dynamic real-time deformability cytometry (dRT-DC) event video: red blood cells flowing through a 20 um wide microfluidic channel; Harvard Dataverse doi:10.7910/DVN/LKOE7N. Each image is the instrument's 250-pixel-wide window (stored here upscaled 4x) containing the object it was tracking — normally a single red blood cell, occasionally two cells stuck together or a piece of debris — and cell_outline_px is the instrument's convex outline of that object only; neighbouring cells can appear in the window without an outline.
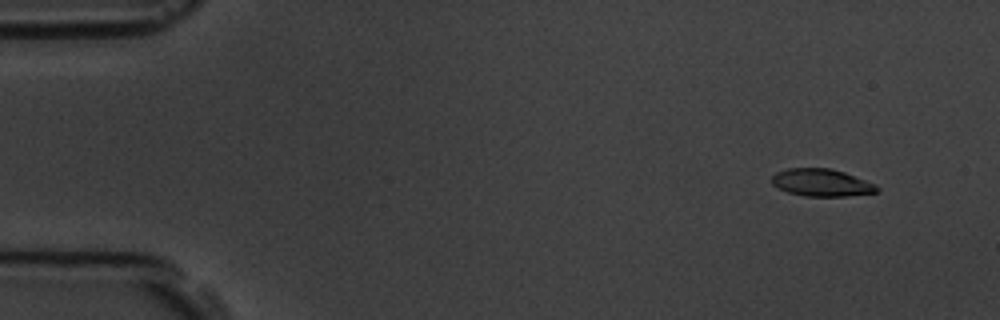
{"species": "common noctule bat (a hibernating species)", "species_latin": "Nyctalus noctula", "temperature_condition": "room temperature", "stored_images_in_passage": 5, "segment_of_instrument_passage": [1, 2], "camera_frame_rate_fps": 3000, "um_per_image_px": 0.085, "animal": {"sex": "male", "body_mass_g": 19.5, "forearm_length_mm": 54.6}, "frame": {"image": 1, "passage_image": 1, "time_ms": 0.0, "image_size_px": [1000, 320], "cell_outline_px": [[880, 188], [876, 192], [848, 196], [804, 196], [788, 192], [772, 184], [772, 176], [776, 172], [788, 168], [832, 168], [844, 172], [876, 184]], "centroid_in_image_um": [69.84, 15.52], "position_along_channel_um": 15.2, "area_um2": 16.76}}